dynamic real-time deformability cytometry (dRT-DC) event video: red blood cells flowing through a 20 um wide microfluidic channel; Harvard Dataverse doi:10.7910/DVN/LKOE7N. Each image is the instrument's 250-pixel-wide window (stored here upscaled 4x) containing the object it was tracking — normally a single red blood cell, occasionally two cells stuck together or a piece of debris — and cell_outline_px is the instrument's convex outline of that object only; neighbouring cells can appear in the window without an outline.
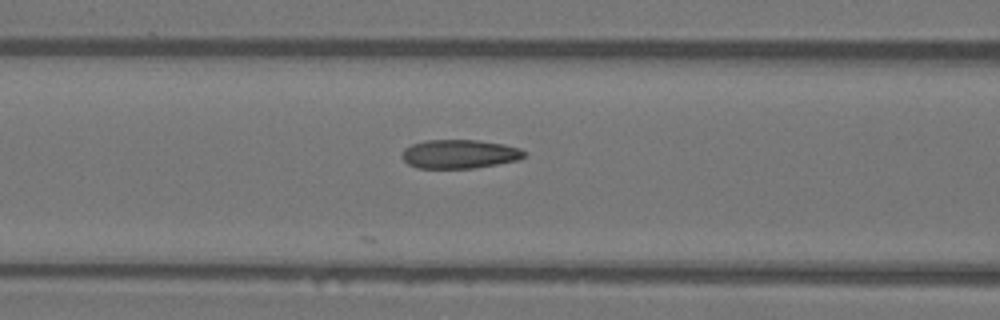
{"species": "Egyptian fruit bat (a non-hibernating species)", "species_latin": "Rousettus aegyptiacus", "temperature_condition": "warm", "stored_images_in_passage": 33, "camera_frame_rate_fps": 3000, "um_per_image_px": 0.085, "animal": {"sex": "female"}, "frame": {"image": 1, "passage_image": 21, "time_ms": 6.667, "image_size_px": [1000, 320], "cell_outline_px": [[524, 156], [516, 160], [496, 164], [472, 168], [416, 168], [408, 164], [400, 156], [404, 148], [412, 144], [424, 140], [476, 140], [504, 144], [520, 148], [524, 152]], "centroid_in_image_um": [38.99, 13.09], "position_along_channel_um": 127.6, "area_um2": 20.46}}
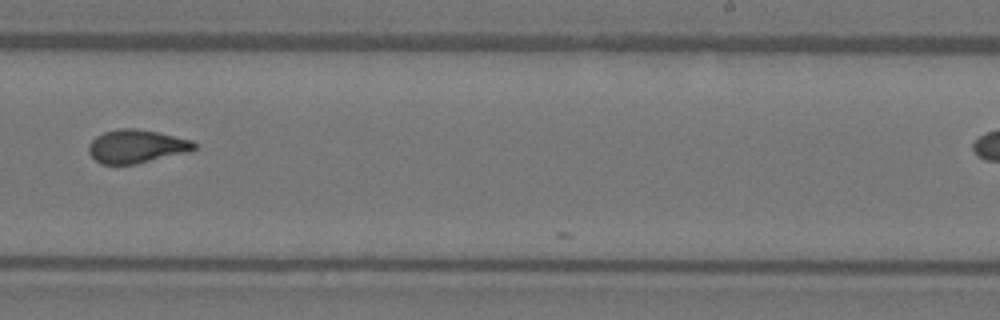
{"frame": {"image": 2, "passage_image": 32, "time_ms": 10.333, "image_size_px": [1000, 320], "cell_outline_px": [[196, 148], [188, 152], [136, 164], [100, 164], [88, 152], [88, 144], [96, 136], [104, 132], [120, 128], [136, 128], [160, 132], [192, 140], [196, 144]], "centroid_in_image_um": [11.6, 12.43], "position_along_channel_um": 277.4, "area_um2": 20.63}}